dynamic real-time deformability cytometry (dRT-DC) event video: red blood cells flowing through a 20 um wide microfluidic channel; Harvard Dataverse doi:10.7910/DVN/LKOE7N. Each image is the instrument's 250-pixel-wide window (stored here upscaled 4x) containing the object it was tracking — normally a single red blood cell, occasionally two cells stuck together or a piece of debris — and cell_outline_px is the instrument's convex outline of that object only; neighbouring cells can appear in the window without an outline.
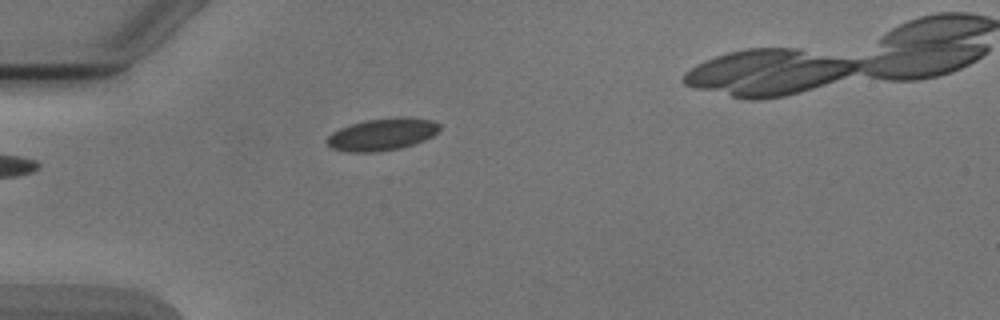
{"species": "Egyptian fruit bat (a non-hibernating species)", "species_latin": "Rousettus aegyptiacus", "temperature_condition": "cold", "stored_images_in_passage": 2, "camera_frame_rate_fps": 3000, "um_per_image_px": 0.085, "animal": {"sex": "male"}, "frame": {"image": 1, "passage_image": 2, "time_ms": 1.0, "image_size_px": [1000, 320], "cell_outline_px": [[440, 132], [424, 140], [400, 148], [376, 152], [348, 152], [332, 148], [324, 140], [332, 132], [340, 128], [352, 124], [368, 120], [404, 116], [432, 120], [440, 124]], "centroid_in_image_um": [32.5, 11.42], "position_along_channel_um": 52.5, "area_um2": 21.1}}